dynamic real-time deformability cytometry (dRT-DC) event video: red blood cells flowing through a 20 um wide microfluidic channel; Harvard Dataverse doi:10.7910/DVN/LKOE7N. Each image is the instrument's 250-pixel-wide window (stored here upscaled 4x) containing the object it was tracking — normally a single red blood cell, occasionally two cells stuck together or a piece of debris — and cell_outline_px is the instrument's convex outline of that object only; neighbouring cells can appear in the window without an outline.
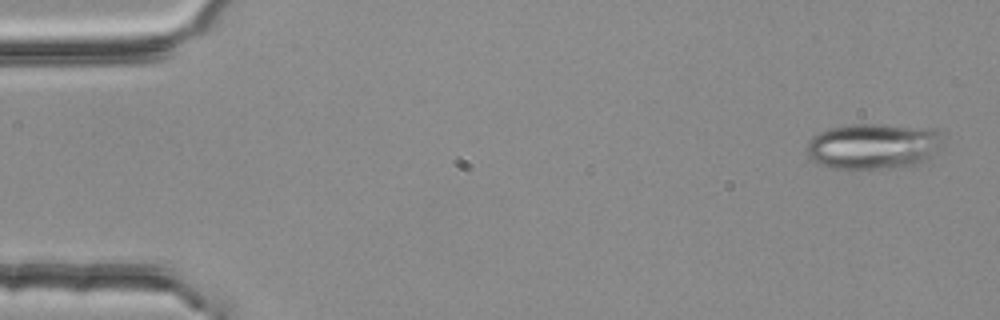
{"species": "common noctule bat (a hibernating species)", "species_latin": "Nyctalus noctula", "temperature_condition": "room temperature", "stored_images_in_passage": 3, "camera_frame_rate_fps": 3000, "um_per_image_px": 0.085, "animal": {"sex": "female", "body_mass_g": 25.1}, "frame": {"image": 1, "passage_image": 1, "time_ms": 0.0, "image_size_px": [1000, 320], "cell_outline_px": [[940, 148], [924, 160], [916, 164], [888, 168], [832, 168], [820, 164], [812, 160], [808, 156], [808, 140], [816, 132], [828, 128], [848, 124], [884, 124], [936, 128], [940, 132]], "centroid_in_image_um": [74.2, 12.39], "position_along_channel_um": 10.8, "area_um2": 36.36}}